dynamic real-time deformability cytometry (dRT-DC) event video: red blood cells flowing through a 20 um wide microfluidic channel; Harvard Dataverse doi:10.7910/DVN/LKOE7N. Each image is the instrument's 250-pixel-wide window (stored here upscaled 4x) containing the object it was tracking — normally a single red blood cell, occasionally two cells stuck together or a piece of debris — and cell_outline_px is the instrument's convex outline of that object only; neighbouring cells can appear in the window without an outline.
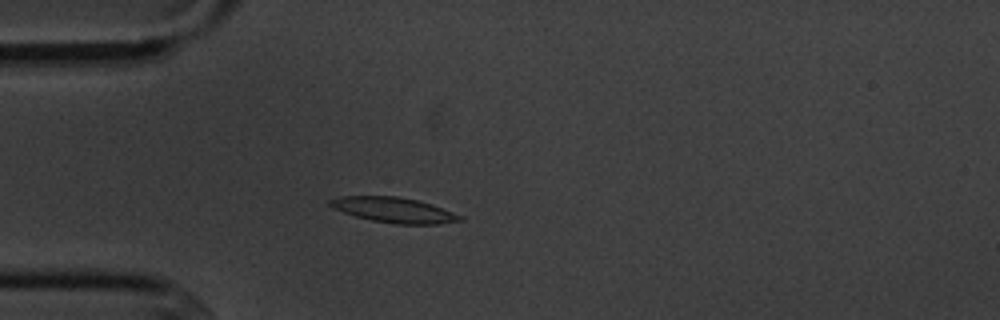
{"species": "common noctule bat (a hibernating species)", "species_latin": "Nyctalus noctula", "temperature_condition": "cold", "stored_images_in_passage": 5, "camera_frame_rate_fps": 3000, "um_per_image_px": 0.085, "animal": {"sex": "male", "body_mass_g": 20.1, "forearm_length_mm": 53.5}, "frame": {"image": 1, "passage_image": 3, "time_ms": 2.667, "image_size_px": [1000, 320], "cell_outline_px": [[464, 220], [440, 224], [396, 224], [372, 220], [356, 216], [332, 208], [328, 204], [328, 200], [340, 196], [396, 196], [416, 200], [432, 204], [464, 216]], "centroid_in_image_um": [33.5, 17.85], "position_along_channel_um": 51.5, "area_um2": 19.13}}
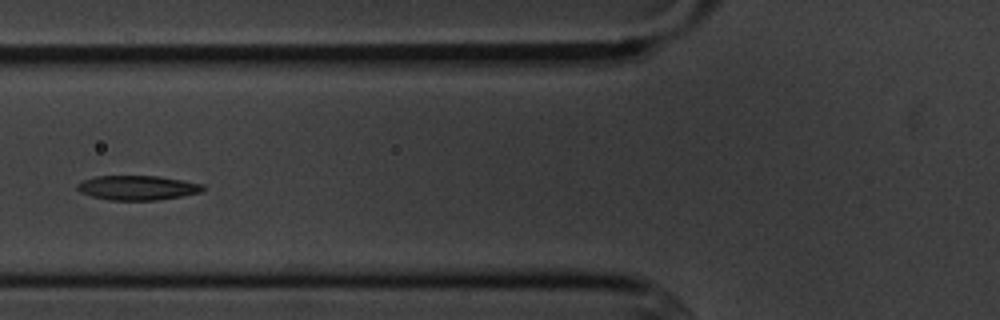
{"frame": {"image": 2, "passage_image": 5, "time_ms": 4.667, "image_size_px": [1000, 320], "cell_outline_px": [[204, 188], [200, 192], [180, 196], [156, 200], [108, 200], [92, 196], [80, 192], [76, 188], [76, 184], [84, 180], [96, 176], [160, 176], [204, 184]], "centroid_in_image_um": [11.66, 15.95], "position_along_channel_um": 114.1, "area_um2": 17.86}}